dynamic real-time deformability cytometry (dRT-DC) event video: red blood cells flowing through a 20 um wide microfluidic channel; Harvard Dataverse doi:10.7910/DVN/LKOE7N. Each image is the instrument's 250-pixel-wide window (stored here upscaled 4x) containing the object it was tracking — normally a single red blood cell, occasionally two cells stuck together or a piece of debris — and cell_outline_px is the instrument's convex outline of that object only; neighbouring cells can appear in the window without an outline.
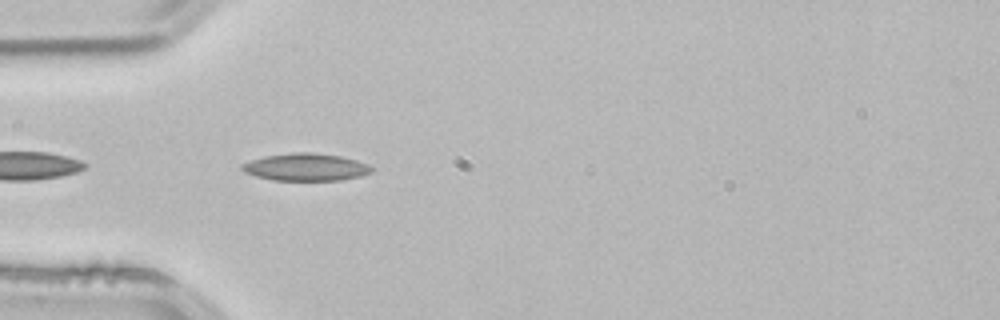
{"species": "common noctule bat (a hibernating species)", "species_latin": "Nyctalus noctula", "temperature_condition": "room temperature", "stored_images_in_passage": 3, "camera_frame_rate_fps": 3000, "um_per_image_px": 0.085, "animal": {"sex": "male", "body_mass_g": 21.5, "forearm_length_mm": 52.0}, "frame": {"image": 1, "passage_image": 3, "time_ms": 0.667, "image_size_px": [1000, 320], "cell_outline_px": [[372, 172], [360, 176], [340, 180], [272, 180], [256, 176], [244, 172], [240, 168], [240, 164], [264, 156], [292, 152], [312, 152], [340, 156], [356, 160], [368, 164], [372, 168]], "centroid_in_image_um": [25.97, 14.2], "position_along_channel_um": 59.0, "area_um2": 20.69}}